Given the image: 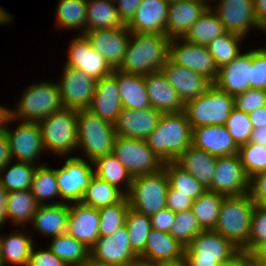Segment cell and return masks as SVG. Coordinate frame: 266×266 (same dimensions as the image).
<instances>
[{"label": "cell", "instance_id": "cell-1", "mask_svg": "<svg viewBox=\"0 0 266 266\" xmlns=\"http://www.w3.org/2000/svg\"><path fill=\"white\" fill-rule=\"evenodd\" d=\"M170 38L166 34L131 32L119 71L145 76L159 71L168 59Z\"/></svg>", "mask_w": 266, "mask_h": 266}, {"label": "cell", "instance_id": "cell-2", "mask_svg": "<svg viewBox=\"0 0 266 266\" xmlns=\"http://www.w3.org/2000/svg\"><path fill=\"white\" fill-rule=\"evenodd\" d=\"M145 141L161 161L175 162L192 145V128L185 112L162 113L157 127Z\"/></svg>", "mask_w": 266, "mask_h": 266}, {"label": "cell", "instance_id": "cell-3", "mask_svg": "<svg viewBox=\"0 0 266 266\" xmlns=\"http://www.w3.org/2000/svg\"><path fill=\"white\" fill-rule=\"evenodd\" d=\"M255 202L249 194L225 196L215 231L231 240L241 250L247 245Z\"/></svg>", "mask_w": 266, "mask_h": 266}, {"label": "cell", "instance_id": "cell-4", "mask_svg": "<svg viewBox=\"0 0 266 266\" xmlns=\"http://www.w3.org/2000/svg\"><path fill=\"white\" fill-rule=\"evenodd\" d=\"M77 147L81 148L89 162L111 154L116 131L114 124L106 121L88 109L78 110Z\"/></svg>", "mask_w": 266, "mask_h": 266}, {"label": "cell", "instance_id": "cell-5", "mask_svg": "<svg viewBox=\"0 0 266 266\" xmlns=\"http://www.w3.org/2000/svg\"><path fill=\"white\" fill-rule=\"evenodd\" d=\"M234 109V96L212 84L196 99L184 104L191 128L206 125H225Z\"/></svg>", "mask_w": 266, "mask_h": 266}, {"label": "cell", "instance_id": "cell-6", "mask_svg": "<svg viewBox=\"0 0 266 266\" xmlns=\"http://www.w3.org/2000/svg\"><path fill=\"white\" fill-rule=\"evenodd\" d=\"M168 187L169 178L164 168L159 172L133 177L126 195L129 207L153 216L166 207Z\"/></svg>", "mask_w": 266, "mask_h": 266}, {"label": "cell", "instance_id": "cell-7", "mask_svg": "<svg viewBox=\"0 0 266 266\" xmlns=\"http://www.w3.org/2000/svg\"><path fill=\"white\" fill-rule=\"evenodd\" d=\"M241 251L231 240L215 230H203L185 247L188 266H216L234 260Z\"/></svg>", "mask_w": 266, "mask_h": 266}, {"label": "cell", "instance_id": "cell-8", "mask_svg": "<svg viewBox=\"0 0 266 266\" xmlns=\"http://www.w3.org/2000/svg\"><path fill=\"white\" fill-rule=\"evenodd\" d=\"M78 110L63 108L38 122L44 149L67 155L77 148Z\"/></svg>", "mask_w": 266, "mask_h": 266}, {"label": "cell", "instance_id": "cell-9", "mask_svg": "<svg viewBox=\"0 0 266 266\" xmlns=\"http://www.w3.org/2000/svg\"><path fill=\"white\" fill-rule=\"evenodd\" d=\"M55 83V84H54ZM57 82H40L24 91L16 110L10 111L12 119L39 122L64 108Z\"/></svg>", "mask_w": 266, "mask_h": 266}, {"label": "cell", "instance_id": "cell-10", "mask_svg": "<svg viewBox=\"0 0 266 266\" xmlns=\"http://www.w3.org/2000/svg\"><path fill=\"white\" fill-rule=\"evenodd\" d=\"M112 154L132 177L159 172L164 162L147 146L146 141L116 136Z\"/></svg>", "mask_w": 266, "mask_h": 266}, {"label": "cell", "instance_id": "cell-11", "mask_svg": "<svg viewBox=\"0 0 266 266\" xmlns=\"http://www.w3.org/2000/svg\"><path fill=\"white\" fill-rule=\"evenodd\" d=\"M92 164V165H91ZM93 162L84 158L69 157L63 167L55 169L56 181L62 199L81 202L91 177L94 175Z\"/></svg>", "mask_w": 266, "mask_h": 266}, {"label": "cell", "instance_id": "cell-12", "mask_svg": "<svg viewBox=\"0 0 266 266\" xmlns=\"http://www.w3.org/2000/svg\"><path fill=\"white\" fill-rule=\"evenodd\" d=\"M180 38H171L168 58L175 64L204 75L212 83L218 75V67L213 56L204 45H196Z\"/></svg>", "mask_w": 266, "mask_h": 266}, {"label": "cell", "instance_id": "cell-13", "mask_svg": "<svg viewBox=\"0 0 266 266\" xmlns=\"http://www.w3.org/2000/svg\"><path fill=\"white\" fill-rule=\"evenodd\" d=\"M89 252L91 261L120 266H130L138 256L131 248L126 225L114 234L99 237Z\"/></svg>", "mask_w": 266, "mask_h": 266}, {"label": "cell", "instance_id": "cell-14", "mask_svg": "<svg viewBox=\"0 0 266 266\" xmlns=\"http://www.w3.org/2000/svg\"><path fill=\"white\" fill-rule=\"evenodd\" d=\"M249 179L238 154L217 157L212 183L207 190L224 196L247 194Z\"/></svg>", "mask_w": 266, "mask_h": 266}, {"label": "cell", "instance_id": "cell-15", "mask_svg": "<svg viewBox=\"0 0 266 266\" xmlns=\"http://www.w3.org/2000/svg\"><path fill=\"white\" fill-rule=\"evenodd\" d=\"M61 82L57 83L64 108L87 109L93 98L96 80L85 72L65 65Z\"/></svg>", "mask_w": 266, "mask_h": 266}, {"label": "cell", "instance_id": "cell-16", "mask_svg": "<svg viewBox=\"0 0 266 266\" xmlns=\"http://www.w3.org/2000/svg\"><path fill=\"white\" fill-rule=\"evenodd\" d=\"M12 160L34 164L43 153L44 146L38 122L23 121L15 131L5 127Z\"/></svg>", "mask_w": 266, "mask_h": 266}, {"label": "cell", "instance_id": "cell-17", "mask_svg": "<svg viewBox=\"0 0 266 266\" xmlns=\"http://www.w3.org/2000/svg\"><path fill=\"white\" fill-rule=\"evenodd\" d=\"M92 48L101 54L113 69L124 60L131 31L125 26L118 29L88 30L84 33Z\"/></svg>", "mask_w": 266, "mask_h": 266}, {"label": "cell", "instance_id": "cell-18", "mask_svg": "<svg viewBox=\"0 0 266 266\" xmlns=\"http://www.w3.org/2000/svg\"><path fill=\"white\" fill-rule=\"evenodd\" d=\"M66 62L67 66L82 70L96 81L112 74L114 70L82 34L72 40Z\"/></svg>", "mask_w": 266, "mask_h": 266}, {"label": "cell", "instance_id": "cell-19", "mask_svg": "<svg viewBox=\"0 0 266 266\" xmlns=\"http://www.w3.org/2000/svg\"><path fill=\"white\" fill-rule=\"evenodd\" d=\"M219 5L215 14L223 23L226 32L238 34L245 38L251 26L264 29L255 18L253 0H216Z\"/></svg>", "mask_w": 266, "mask_h": 266}, {"label": "cell", "instance_id": "cell-20", "mask_svg": "<svg viewBox=\"0 0 266 266\" xmlns=\"http://www.w3.org/2000/svg\"><path fill=\"white\" fill-rule=\"evenodd\" d=\"M161 70L184 104L199 97L213 84L204 75L177 65L169 58Z\"/></svg>", "mask_w": 266, "mask_h": 266}, {"label": "cell", "instance_id": "cell-21", "mask_svg": "<svg viewBox=\"0 0 266 266\" xmlns=\"http://www.w3.org/2000/svg\"><path fill=\"white\" fill-rule=\"evenodd\" d=\"M100 118L115 123L123 109L120 91L117 86V69L113 73L97 80L95 92L87 108Z\"/></svg>", "mask_w": 266, "mask_h": 266}, {"label": "cell", "instance_id": "cell-22", "mask_svg": "<svg viewBox=\"0 0 266 266\" xmlns=\"http://www.w3.org/2000/svg\"><path fill=\"white\" fill-rule=\"evenodd\" d=\"M100 216L98 209L86 206L81 202L69 205V216L66 233L90 249L100 237Z\"/></svg>", "mask_w": 266, "mask_h": 266}, {"label": "cell", "instance_id": "cell-23", "mask_svg": "<svg viewBox=\"0 0 266 266\" xmlns=\"http://www.w3.org/2000/svg\"><path fill=\"white\" fill-rule=\"evenodd\" d=\"M161 114L152 107L144 110L123 108L114 123L116 136L145 140L157 127Z\"/></svg>", "mask_w": 266, "mask_h": 266}, {"label": "cell", "instance_id": "cell-24", "mask_svg": "<svg viewBox=\"0 0 266 266\" xmlns=\"http://www.w3.org/2000/svg\"><path fill=\"white\" fill-rule=\"evenodd\" d=\"M209 6L202 0H170L166 35L182 38Z\"/></svg>", "mask_w": 266, "mask_h": 266}, {"label": "cell", "instance_id": "cell-25", "mask_svg": "<svg viewBox=\"0 0 266 266\" xmlns=\"http://www.w3.org/2000/svg\"><path fill=\"white\" fill-rule=\"evenodd\" d=\"M169 0H142L126 27L131 32L166 34Z\"/></svg>", "mask_w": 266, "mask_h": 266}, {"label": "cell", "instance_id": "cell-26", "mask_svg": "<svg viewBox=\"0 0 266 266\" xmlns=\"http://www.w3.org/2000/svg\"><path fill=\"white\" fill-rule=\"evenodd\" d=\"M192 145L217 157L236 155L239 149L225 125L193 128Z\"/></svg>", "mask_w": 266, "mask_h": 266}, {"label": "cell", "instance_id": "cell-27", "mask_svg": "<svg viewBox=\"0 0 266 266\" xmlns=\"http://www.w3.org/2000/svg\"><path fill=\"white\" fill-rule=\"evenodd\" d=\"M149 102L152 108L161 113L184 111V103L177 91L168 82L162 70L144 76Z\"/></svg>", "mask_w": 266, "mask_h": 266}, {"label": "cell", "instance_id": "cell-28", "mask_svg": "<svg viewBox=\"0 0 266 266\" xmlns=\"http://www.w3.org/2000/svg\"><path fill=\"white\" fill-rule=\"evenodd\" d=\"M251 51L239 54L229 64L218 69L213 84L232 96L244 93L250 88Z\"/></svg>", "mask_w": 266, "mask_h": 266}, {"label": "cell", "instance_id": "cell-29", "mask_svg": "<svg viewBox=\"0 0 266 266\" xmlns=\"http://www.w3.org/2000/svg\"><path fill=\"white\" fill-rule=\"evenodd\" d=\"M216 161L217 156L190 145L175 163L189 172L207 190L212 183Z\"/></svg>", "mask_w": 266, "mask_h": 266}, {"label": "cell", "instance_id": "cell-30", "mask_svg": "<svg viewBox=\"0 0 266 266\" xmlns=\"http://www.w3.org/2000/svg\"><path fill=\"white\" fill-rule=\"evenodd\" d=\"M140 255L159 262L182 259L185 256V247L170 233L152 228L145 249Z\"/></svg>", "mask_w": 266, "mask_h": 266}, {"label": "cell", "instance_id": "cell-31", "mask_svg": "<svg viewBox=\"0 0 266 266\" xmlns=\"http://www.w3.org/2000/svg\"><path fill=\"white\" fill-rule=\"evenodd\" d=\"M69 204L39 205L33 217L35 230L51 238L66 232Z\"/></svg>", "mask_w": 266, "mask_h": 266}, {"label": "cell", "instance_id": "cell-32", "mask_svg": "<svg viewBox=\"0 0 266 266\" xmlns=\"http://www.w3.org/2000/svg\"><path fill=\"white\" fill-rule=\"evenodd\" d=\"M117 86L123 108L144 110L151 107L144 76L126 74L117 69Z\"/></svg>", "mask_w": 266, "mask_h": 266}, {"label": "cell", "instance_id": "cell-33", "mask_svg": "<svg viewBox=\"0 0 266 266\" xmlns=\"http://www.w3.org/2000/svg\"><path fill=\"white\" fill-rule=\"evenodd\" d=\"M125 26L114 0H87L86 31L118 29Z\"/></svg>", "mask_w": 266, "mask_h": 266}, {"label": "cell", "instance_id": "cell-34", "mask_svg": "<svg viewBox=\"0 0 266 266\" xmlns=\"http://www.w3.org/2000/svg\"><path fill=\"white\" fill-rule=\"evenodd\" d=\"M212 9L210 5L180 40L207 46L214 38L226 33L223 23Z\"/></svg>", "mask_w": 266, "mask_h": 266}, {"label": "cell", "instance_id": "cell-35", "mask_svg": "<svg viewBox=\"0 0 266 266\" xmlns=\"http://www.w3.org/2000/svg\"><path fill=\"white\" fill-rule=\"evenodd\" d=\"M33 243L32 238L22 232L0 236V266L5 263L27 266Z\"/></svg>", "mask_w": 266, "mask_h": 266}, {"label": "cell", "instance_id": "cell-36", "mask_svg": "<svg viewBox=\"0 0 266 266\" xmlns=\"http://www.w3.org/2000/svg\"><path fill=\"white\" fill-rule=\"evenodd\" d=\"M48 247L69 266H84L90 260L89 249L66 232L53 237Z\"/></svg>", "mask_w": 266, "mask_h": 266}, {"label": "cell", "instance_id": "cell-37", "mask_svg": "<svg viewBox=\"0 0 266 266\" xmlns=\"http://www.w3.org/2000/svg\"><path fill=\"white\" fill-rule=\"evenodd\" d=\"M163 168L169 178L167 194L188 195V197L195 201L206 191L200 182L175 162H166L164 163Z\"/></svg>", "mask_w": 266, "mask_h": 266}, {"label": "cell", "instance_id": "cell-38", "mask_svg": "<svg viewBox=\"0 0 266 266\" xmlns=\"http://www.w3.org/2000/svg\"><path fill=\"white\" fill-rule=\"evenodd\" d=\"M125 195L95 174L91 177L81 203L96 209L120 202Z\"/></svg>", "mask_w": 266, "mask_h": 266}, {"label": "cell", "instance_id": "cell-39", "mask_svg": "<svg viewBox=\"0 0 266 266\" xmlns=\"http://www.w3.org/2000/svg\"><path fill=\"white\" fill-rule=\"evenodd\" d=\"M94 163V174L119 189L125 196L132 183V176L114 154L99 157ZM125 183L127 192L121 190V183Z\"/></svg>", "mask_w": 266, "mask_h": 266}, {"label": "cell", "instance_id": "cell-40", "mask_svg": "<svg viewBox=\"0 0 266 266\" xmlns=\"http://www.w3.org/2000/svg\"><path fill=\"white\" fill-rule=\"evenodd\" d=\"M224 195L206 190L192 205V211L203 230H214Z\"/></svg>", "mask_w": 266, "mask_h": 266}, {"label": "cell", "instance_id": "cell-41", "mask_svg": "<svg viewBox=\"0 0 266 266\" xmlns=\"http://www.w3.org/2000/svg\"><path fill=\"white\" fill-rule=\"evenodd\" d=\"M39 204L31 193V190L8 192L7 213L9 220L15 224L32 222Z\"/></svg>", "mask_w": 266, "mask_h": 266}, {"label": "cell", "instance_id": "cell-42", "mask_svg": "<svg viewBox=\"0 0 266 266\" xmlns=\"http://www.w3.org/2000/svg\"><path fill=\"white\" fill-rule=\"evenodd\" d=\"M31 193L39 205H55L62 202H44L45 199L60 196L59 188L56 181L55 169L47 167V165H38L33 176Z\"/></svg>", "mask_w": 266, "mask_h": 266}, {"label": "cell", "instance_id": "cell-43", "mask_svg": "<svg viewBox=\"0 0 266 266\" xmlns=\"http://www.w3.org/2000/svg\"><path fill=\"white\" fill-rule=\"evenodd\" d=\"M57 25L66 29L83 27L86 32L87 0H60L57 8Z\"/></svg>", "mask_w": 266, "mask_h": 266}, {"label": "cell", "instance_id": "cell-44", "mask_svg": "<svg viewBox=\"0 0 266 266\" xmlns=\"http://www.w3.org/2000/svg\"><path fill=\"white\" fill-rule=\"evenodd\" d=\"M9 164L10 163L0 171V184L8 192L29 190L37 166L31 163L17 162L16 164L10 165L11 167L8 168ZM4 170H6V172ZM2 171H4V176Z\"/></svg>", "mask_w": 266, "mask_h": 266}, {"label": "cell", "instance_id": "cell-45", "mask_svg": "<svg viewBox=\"0 0 266 266\" xmlns=\"http://www.w3.org/2000/svg\"><path fill=\"white\" fill-rule=\"evenodd\" d=\"M125 225L131 248L140 255L145 249L147 237L152 230L151 218L129 207Z\"/></svg>", "mask_w": 266, "mask_h": 266}, {"label": "cell", "instance_id": "cell-46", "mask_svg": "<svg viewBox=\"0 0 266 266\" xmlns=\"http://www.w3.org/2000/svg\"><path fill=\"white\" fill-rule=\"evenodd\" d=\"M244 37L226 32L214 38L206 47L209 53L213 56L215 63L219 68L229 64L234 58H236L241 52L239 51V44Z\"/></svg>", "mask_w": 266, "mask_h": 266}, {"label": "cell", "instance_id": "cell-47", "mask_svg": "<svg viewBox=\"0 0 266 266\" xmlns=\"http://www.w3.org/2000/svg\"><path fill=\"white\" fill-rule=\"evenodd\" d=\"M128 209L129 203L126 196L116 204L98 209L100 237L114 234L117 229L124 226Z\"/></svg>", "mask_w": 266, "mask_h": 266}, {"label": "cell", "instance_id": "cell-48", "mask_svg": "<svg viewBox=\"0 0 266 266\" xmlns=\"http://www.w3.org/2000/svg\"><path fill=\"white\" fill-rule=\"evenodd\" d=\"M203 231L192 209L177 212L170 235L186 247L195 236Z\"/></svg>", "mask_w": 266, "mask_h": 266}, {"label": "cell", "instance_id": "cell-49", "mask_svg": "<svg viewBox=\"0 0 266 266\" xmlns=\"http://www.w3.org/2000/svg\"><path fill=\"white\" fill-rule=\"evenodd\" d=\"M238 156L249 178L266 171V146L248 142L239 147Z\"/></svg>", "mask_w": 266, "mask_h": 266}, {"label": "cell", "instance_id": "cell-50", "mask_svg": "<svg viewBox=\"0 0 266 266\" xmlns=\"http://www.w3.org/2000/svg\"><path fill=\"white\" fill-rule=\"evenodd\" d=\"M225 126L238 147L250 141L254 130L249 114L235 108L231 111Z\"/></svg>", "mask_w": 266, "mask_h": 266}, {"label": "cell", "instance_id": "cell-51", "mask_svg": "<svg viewBox=\"0 0 266 266\" xmlns=\"http://www.w3.org/2000/svg\"><path fill=\"white\" fill-rule=\"evenodd\" d=\"M250 88L266 90V47L251 50Z\"/></svg>", "mask_w": 266, "mask_h": 266}, {"label": "cell", "instance_id": "cell-52", "mask_svg": "<svg viewBox=\"0 0 266 266\" xmlns=\"http://www.w3.org/2000/svg\"><path fill=\"white\" fill-rule=\"evenodd\" d=\"M266 241V212L255 206L247 245L242 249L250 253L259 243Z\"/></svg>", "mask_w": 266, "mask_h": 266}, {"label": "cell", "instance_id": "cell-53", "mask_svg": "<svg viewBox=\"0 0 266 266\" xmlns=\"http://www.w3.org/2000/svg\"><path fill=\"white\" fill-rule=\"evenodd\" d=\"M266 105V90L249 88L247 91L234 96V108L244 113H251Z\"/></svg>", "mask_w": 266, "mask_h": 266}, {"label": "cell", "instance_id": "cell-54", "mask_svg": "<svg viewBox=\"0 0 266 266\" xmlns=\"http://www.w3.org/2000/svg\"><path fill=\"white\" fill-rule=\"evenodd\" d=\"M27 266H69L50 249L35 251L32 247Z\"/></svg>", "mask_w": 266, "mask_h": 266}, {"label": "cell", "instance_id": "cell-55", "mask_svg": "<svg viewBox=\"0 0 266 266\" xmlns=\"http://www.w3.org/2000/svg\"><path fill=\"white\" fill-rule=\"evenodd\" d=\"M248 194L256 205L266 199V171L250 177Z\"/></svg>", "mask_w": 266, "mask_h": 266}, {"label": "cell", "instance_id": "cell-56", "mask_svg": "<svg viewBox=\"0 0 266 266\" xmlns=\"http://www.w3.org/2000/svg\"><path fill=\"white\" fill-rule=\"evenodd\" d=\"M175 217L176 213L165 207L150 217L152 228L162 232L170 233L175 221Z\"/></svg>", "mask_w": 266, "mask_h": 266}, {"label": "cell", "instance_id": "cell-57", "mask_svg": "<svg viewBox=\"0 0 266 266\" xmlns=\"http://www.w3.org/2000/svg\"><path fill=\"white\" fill-rule=\"evenodd\" d=\"M193 202L194 200L188 197V195L167 194L166 207L177 213L191 209Z\"/></svg>", "mask_w": 266, "mask_h": 266}, {"label": "cell", "instance_id": "cell-58", "mask_svg": "<svg viewBox=\"0 0 266 266\" xmlns=\"http://www.w3.org/2000/svg\"><path fill=\"white\" fill-rule=\"evenodd\" d=\"M141 1L142 0H114L119 16L125 24L131 20Z\"/></svg>", "mask_w": 266, "mask_h": 266}, {"label": "cell", "instance_id": "cell-59", "mask_svg": "<svg viewBox=\"0 0 266 266\" xmlns=\"http://www.w3.org/2000/svg\"><path fill=\"white\" fill-rule=\"evenodd\" d=\"M12 162L9 143L4 131H0V171Z\"/></svg>", "mask_w": 266, "mask_h": 266}, {"label": "cell", "instance_id": "cell-60", "mask_svg": "<svg viewBox=\"0 0 266 266\" xmlns=\"http://www.w3.org/2000/svg\"><path fill=\"white\" fill-rule=\"evenodd\" d=\"M255 18L266 31V0H253Z\"/></svg>", "mask_w": 266, "mask_h": 266}, {"label": "cell", "instance_id": "cell-61", "mask_svg": "<svg viewBox=\"0 0 266 266\" xmlns=\"http://www.w3.org/2000/svg\"><path fill=\"white\" fill-rule=\"evenodd\" d=\"M250 121L253 129L266 126V105L259 107L253 112L249 113Z\"/></svg>", "mask_w": 266, "mask_h": 266}, {"label": "cell", "instance_id": "cell-62", "mask_svg": "<svg viewBox=\"0 0 266 266\" xmlns=\"http://www.w3.org/2000/svg\"><path fill=\"white\" fill-rule=\"evenodd\" d=\"M238 266H266V264L255 258L251 253L241 250L238 255Z\"/></svg>", "mask_w": 266, "mask_h": 266}, {"label": "cell", "instance_id": "cell-63", "mask_svg": "<svg viewBox=\"0 0 266 266\" xmlns=\"http://www.w3.org/2000/svg\"><path fill=\"white\" fill-rule=\"evenodd\" d=\"M8 191L0 184V228L9 216L7 213Z\"/></svg>", "mask_w": 266, "mask_h": 266}, {"label": "cell", "instance_id": "cell-64", "mask_svg": "<svg viewBox=\"0 0 266 266\" xmlns=\"http://www.w3.org/2000/svg\"><path fill=\"white\" fill-rule=\"evenodd\" d=\"M249 142L266 146V126L254 129Z\"/></svg>", "mask_w": 266, "mask_h": 266}, {"label": "cell", "instance_id": "cell-65", "mask_svg": "<svg viewBox=\"0 0 266 266\" xmlns=\"http://www.w3.org/2000/svg\"><path fill=\"white\" fill-rule=\"evenodd\" d=\"M250 253L266 264V241L259 243Z\"/></svg>", "mask_w": 266, "mask_h": 266}, {"label": "cell", "instance_id": "cell-66", "mask_svg": "<svg viewBox=\"0 0 266 266\" xmlns=\"http://www.w3.org/2000/svg\"><path fill=\"white\" fill-rule=\"evenodd\" d=\"M130 266H161V262L138 255Z\"/></svg>", "mask_w": 266, "mask_h": 266}, {"label": "cell", "instance_id": "cell-67", "mask_svg": "<svg viewBox=\"0 0 266 266\" xmlns=\"http://www.w3.org/2000/svg\"><path fill=\"white\" fill-rule=\"evenodd\" d=\"M9 109H6L3 106H0V131H3L7 125V122L12 121L13 119L10 117Z\"/></svg>", "mask_w": 266, "mask_h": 266}, {"label": "cell", "instance_id": "cell-68", "mask_svg": "<svg viewBox=\"0 0 266 266\" xmlns=\"http://www.w3.org/2000/svg\"><path fill=\"white\" fill-rule=\"evenodd\" d=\"M161 266H188L185 257L182 259L161 261Z\"/></svg>", "mask_w": 266, "mask_h": 266}, {"label": "cell", "instance_id": "cell-69", "mask_svg": "<svg viewBox=\"0 0 266 266\" xmlns=\"http://www.w3.org/2000/svg\"><path fill=\"white\" fill-rule=\"evenodd\" d=\"M11 15L10 14H7L6 11L3 10L2 7H0V24H6L7 22H11Z\"/></svg>", "mask_w": 266, "mask_h": 266}, {"label": "cell", "instance_id": "cell-70", "mask_svg": "<svg viewBox=\"0 0 266 266\" xmlns=\"http://www.w3.org/2000/svg\"><path fill=\"white\" fill-rule=\"evenodd\" d=\"M216 266H238V256L234 260L218 263Z\"/></svg>", "mask_w": 266, "mask_h": 266}, {"label": "cell", "instance_id": "cell-71", "mask_svg": "<svg viewBox=\"0 0 266 266\" xmlns=\"http://www.w3.org/2000/svg\"><path fill=\"white\" fill-rule=\"evenodd\" d=\"M84 266H120V265L101 264V263H97V262L89 260Z\"/></svg>", "mask_w": 266, "mask_h": 266}, {"label": "cell", "instance_id": "cell-72", "mask_svg": "<svg viewBox=\"0 0 266 266\" xmlns=\"http://www.w3.org/2000/svg\"><path fill=\"white\" fill-rule=\"evenodd\" d=\"M261 210L266 212V199L262 200L258 205H257Z\"/></svg>", "mask_w": 266, "mask_h": 266}, {"label": "cell", "instance_id": "cell-73", "mask_svg": "<svg viewBox=\"0 0 266 266\" xmlns=\"http://www.w3.org/2000/svg\"><path fill=\"white\" fill-rule=\"evenodd\" d=\"M202 1L209 5L210 3H208L207 1H212V0H202ZM213 1H216V0H213Z\"/></svg>", "mask_w": 266, "mask_h": 266}]
</instances>
